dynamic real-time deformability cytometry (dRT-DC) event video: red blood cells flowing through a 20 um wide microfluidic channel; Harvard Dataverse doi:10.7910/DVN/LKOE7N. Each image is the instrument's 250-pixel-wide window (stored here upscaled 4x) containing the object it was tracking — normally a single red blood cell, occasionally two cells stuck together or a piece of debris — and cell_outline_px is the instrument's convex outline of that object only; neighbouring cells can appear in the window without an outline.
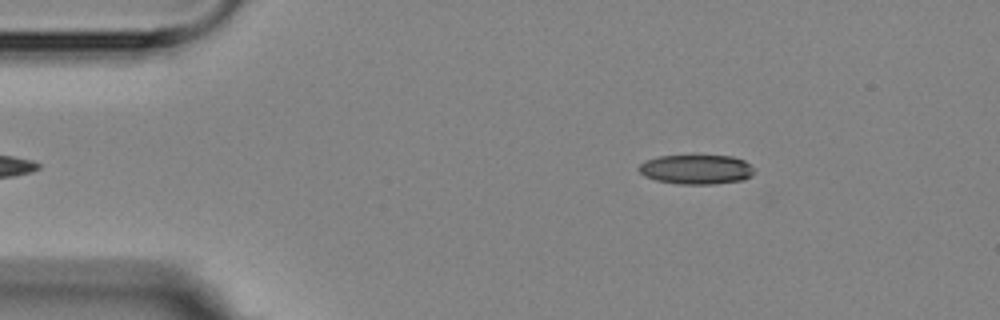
{"species": "Egyptian fruit bat (a non-hibernating species)", "species_latin": "Rousettus aegyptiacus", "temperature_condition": "room temperature", "stored_images_in_passage": 2, "camera_frame_rate_fps": 3000, "um_per_image_px": 0.085, "animal": {"sex": "female"}, "frame": {"image": 1, "passage_image": 2, "time_ms": 2.0, "image_size_px": [1000, 320], "cell_outline_px": [[752, 176], [744, 180], [716, 184], [676, 184], [656, 180], [644, 176], [636, 168], [640, 164], [648, 160], [660, 156], [732, 156], [744, 160], [752, 168]], "centroid_in_image_um": [59.17, 14.41], "position_along_channel_um": 25.8, "area_um2": 19.77}}